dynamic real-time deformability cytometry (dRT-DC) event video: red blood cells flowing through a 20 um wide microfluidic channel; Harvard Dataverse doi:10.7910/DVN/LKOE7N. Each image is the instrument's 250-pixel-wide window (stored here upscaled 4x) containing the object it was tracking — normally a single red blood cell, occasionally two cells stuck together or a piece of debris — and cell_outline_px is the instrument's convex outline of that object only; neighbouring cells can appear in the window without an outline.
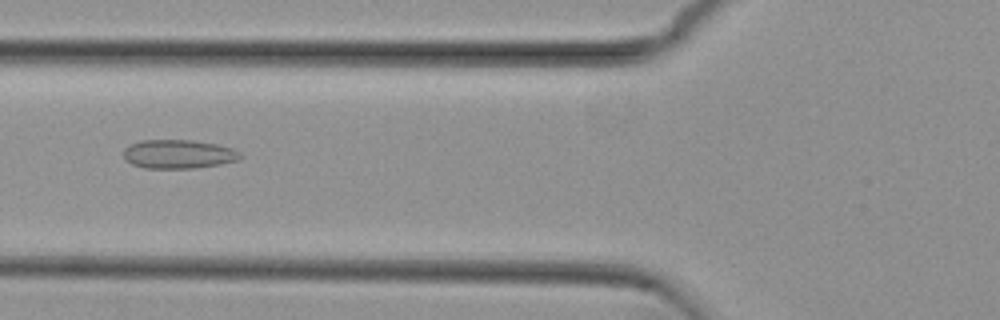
{"species": "common noctule bat (a hibernating species)", "species_latin": "Nyctalus noctula", "temperature_condition": "cold", "stored_images_in_passage": 53, "camera_frame_rate_fps": 3000, "um_per_image_px": 0.085, "animal": {"sex": "female", "body_mass_g": 29.2, "forearm_length_mm": 56.3}, "frame": {"image": 1, "passage_image": 20, "time_ms": 6.333, "image_size_px": [1000, 320], "cell_outline_px": [[244, 156], [240, 160], [220, 164], [196, 168], [144, 168], [132, 164], [124, 160], [124, 148], [140, 140], [192, 140], [216, 144], [232, 148], [240, 152]], "centroid_in_image_um": [15.19, 13.1], "position_along_channel_um": 110.6, "area_um2": 19.77}}
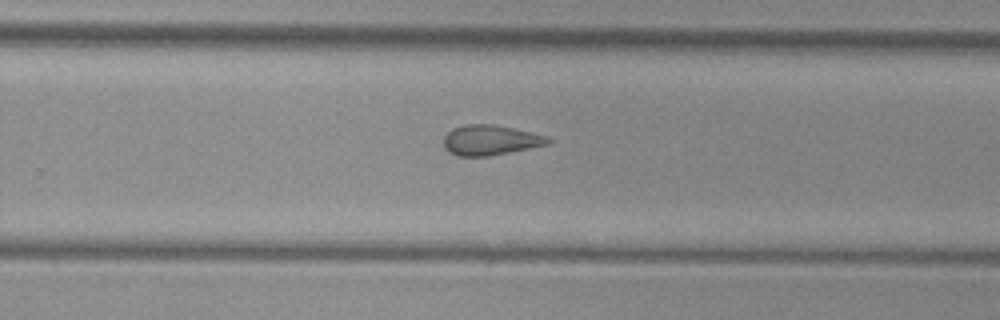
{"frame": {"image": 2, "passage_image": 34, "time_ms": 11.0, "image_size_px": [1000, 320], "cell_outline_px": [[552, 140], [548, 144], [488, 156], [456, 156], [448, 152], [444, 148], [444, 136], [452, 128], [464, 124], [492, 124], [532, 132], [548, 136]], "centroid_in_image_um": [41.64, 11.9], "position_along_channel_um": 288.2, "area_um2": 18.32}}
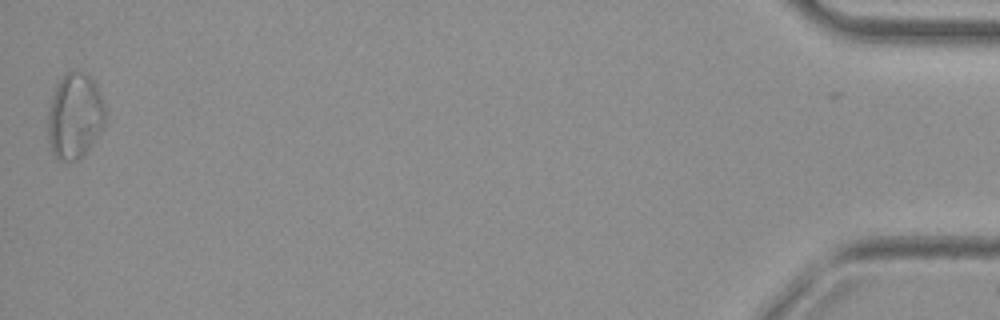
{"frame": {"image": 3, "passage_image": 53, "time_ms": 17.333, "image_size_px": [1000, 320], "cell_outline_px": [[108, 120], [92, 144], [76, 160], [60, 160], [52, 152], [48, 140], [48, 112], [52, 96], [56, 84], [64, 72], [84, 72], [92, 80], [104, 104]], "centroid_in_image_um": [6.35, 9.85], "position_along_channel_um": 428.8, "area_um2": 28.44}, "authors_computed_cell_mechanics": {"area_um2": 19.9988, "velocity_mm_per_s": 3.8034, "shape_relaxation_time_tau1_ms": null, "shape_relaxation_time_tau2_ms": 3.6185, "deformation_change_tau1": null, "deformation_change_tau2": 0.1108}}